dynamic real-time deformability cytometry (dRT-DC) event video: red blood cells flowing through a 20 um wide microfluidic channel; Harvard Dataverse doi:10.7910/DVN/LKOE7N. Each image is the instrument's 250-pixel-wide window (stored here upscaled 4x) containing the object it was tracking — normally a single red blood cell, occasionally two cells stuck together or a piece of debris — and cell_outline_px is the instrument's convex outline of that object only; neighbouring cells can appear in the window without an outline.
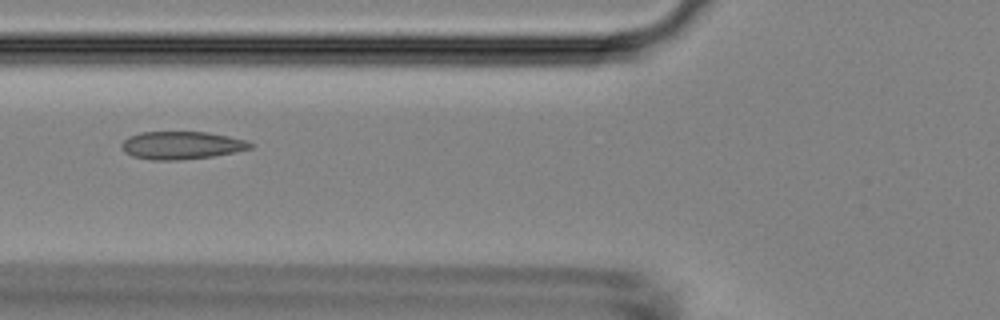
{"species": "Egyptian fruit bat (a non-hibernating species)", "species_latin": "Rousettus aegyptiacus", "temperature_condition": "room temperature", "stored_images_in_passage": 7, "camera_frame_rate_fps": 3000, "um_per_image_px": 0.085, "animal": {"sex": "female"}, "frame": {"image": 1, "passage_image": 6, "time_ms": 5.667, "image_size_px": [1000, 320], "cell_outline_px": [[252, 148], [236, 152], [212, 156], [180, 160], [152, 160], [132, 156], [124, 152], [120, 148], [120, 144], [128, 136], [140, 132], [208, 132], [228, 136], [244, 140], [252, 144]], "centroid_in_image_um": [15.38, 12.35], "position_along_channel_um": 110.4, "area_um2": 20.92}}
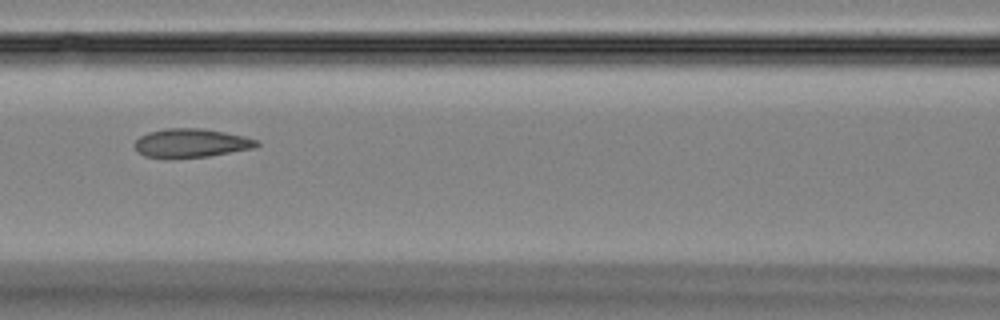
{"frame": {"image": 2, "passage_image": 7, "time_ms": 6.667, "image_size_px": [1000, 320], "cell_outline_px": [[260, 144], [256, 148], [208, 156], [168, 160], [144, 156], [136, 152], [132, 144], [140, 136], [148, 132], [164, 128], [200, 128], [224, 132], [244, 136], [256, 140]], "centroid_in_image_um": [16.17, 12.19], "position_along_channel_um": 150.4, "area_um2": 21.04}}